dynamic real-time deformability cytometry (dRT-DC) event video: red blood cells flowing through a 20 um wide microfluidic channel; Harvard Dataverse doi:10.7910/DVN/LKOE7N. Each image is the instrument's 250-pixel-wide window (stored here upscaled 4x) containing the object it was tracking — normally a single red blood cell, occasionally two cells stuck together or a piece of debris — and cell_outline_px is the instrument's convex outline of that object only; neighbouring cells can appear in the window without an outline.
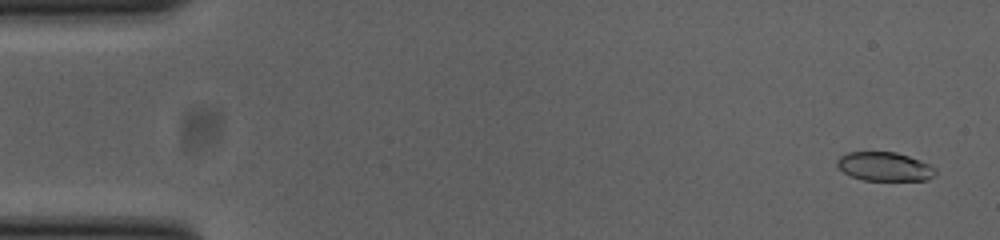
{"species": "common noctule bat (a hibernating species)", "species_latin": "Nyctalus noctula", "temperature_condition": "cold", "stored_images_in_passage": 53, "segment_of_instrument_passage": [1, 2], "camera_frame_rate_fps": 3000, "um_per_image_px": 0.085, "animal": {"sex": "female", "body_mass_g": 23.0, "forearm_length_mm": 53.4}, "frame": {"image": 1, "passage_image": 2, "time_ms": 0.333, "image_size_px": [1000, 240], "cell_outline_px": [[936, 176], [928, 180], [864, 180], [848, 176], [836, 164], [836, 160], [840, 156], [848, 152], [896, 152], [932, 164], [936, 168]], "centroid_in_image_um": [75.22, 14.16], "position_along_channel_um": 9.8, "area_um2": 16.76}}
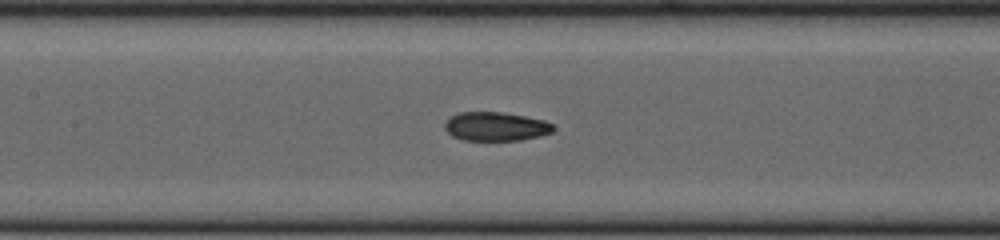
{"frame": {"image": 2, "passage_image": 24, "time_ms": 7.667, "image_size_px": [1000, 240], "cell_outline_px": [[556, 128], [552, 132], [540, 136], [520, 140], [464, 140], [452, 136], [444, 128], [444, 124], [452, 116], [460, 112], [500, 112], [524, 116], [544, 120], [552, 124]], "centroid_in_image_um": [42.15, 10.75], "position_along_channel_um": 165.2, "area_um2": 18.15}}
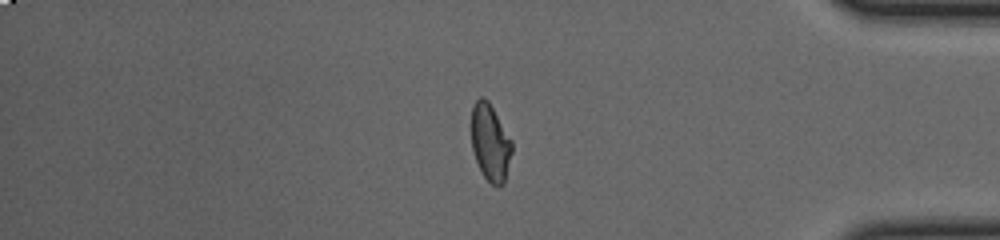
{"frame": {"image": 3, "passage_image": 44, "time_ms": 14.333, "image_size_px": [1000, 240], "cell_outline_px": [[512, 152], [504, 184], [496, 188], [484, 176], [476, 160], [472, 148], [472, 104], [480, 96], [484, 96], [488, 100], [512, 140]], "centroid_in_image_um": [41.68, 12.1], "position_along_channel_um": 393.5, "area_um2": 18.21}}